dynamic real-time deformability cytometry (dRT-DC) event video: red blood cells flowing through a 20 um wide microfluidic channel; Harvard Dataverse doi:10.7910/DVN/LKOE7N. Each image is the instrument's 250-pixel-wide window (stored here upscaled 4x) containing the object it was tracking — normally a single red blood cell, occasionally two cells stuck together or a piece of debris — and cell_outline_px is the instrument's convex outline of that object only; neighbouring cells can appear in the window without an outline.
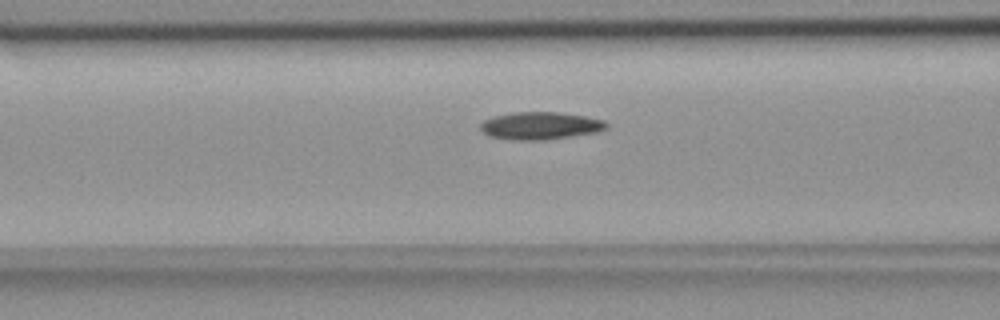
{"species": "common noctule bat (a hibernating species)", "species_latin": "Nyctalus noctula", "temperature_condition": "room temperature", "stored_images_in_passage": 46, "camera_frame_rate_fps": 3000, "um_per_image_px": 0.085, "animal": {"sex": "female", "body_mass_g": 18.4}, "frame": {"image": 1, "passage_image": 13, "time_ms": 4.0, "image_size_px": [1000, 320], "cell_outline_px": [[608, 128], [596, 132], [572, 136], [544, 140], [512, 140], [492, 136], [484, 132], [480, 128], [480, 124], [484, 120], [492, 116], [512, 112], [560, 112], [584, 116], [604, 120], [608, 124]], "centroid_in_image_um": [45.93, 10.68], "position_along_channel_um": 120.7, "area_um2": 20.23}}
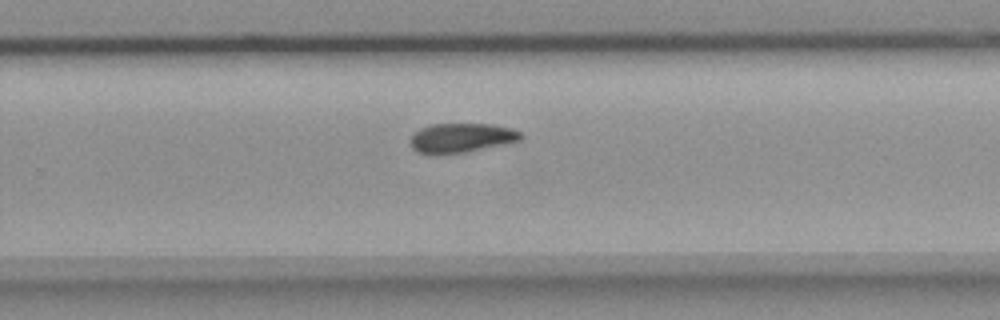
{"frame": {"image": 2, "passage_image": 27, "time_ms": 8.667, "image_size_px": [1000, 320], "cell_outline_px": [[524, 136], [520, 140], [512, 144], [468, 152], [436, 156], [428, 156], [416, 152], [408, 144], [408, 140], [412, 132], [420, 128], [432, 124], [492, 124], [512, 128], [520, 132]], "centroid_in_image_um": [39.17, 11.76], "position_along_channel_um": 290.6, "area_um2": 20.06}}
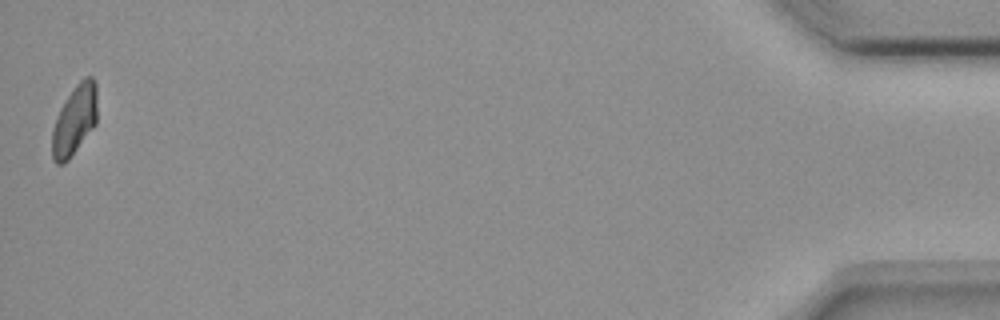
{"frame": {"image": 3, "passage_image": 46, "time_ms": 15.0, "image_size_px": [1000, 320], "cell_outline_px": [[96, 124], [68, 160], [64, 164], [56, 164], [52, 160], [52, 128], [56, 116], [60, 108], [76, 84], [84, 76], [92, 76], [96, 84]], "centroid_in_image_um": [6.32, 10.22], "position_along_channel_um": 428.9, "area_um2": 18.38}, "authors_computed_cell_mechanics": {"area_um2": 19.652, "velocity_mm_per_s": 3.6492, "shape_relaxation_time_tau1_ms": 4.998, "shape_relaxation_time_tau2_ms": null, "deformation_change_tau1": 0.1423, "deformation_change_tau2": null}}